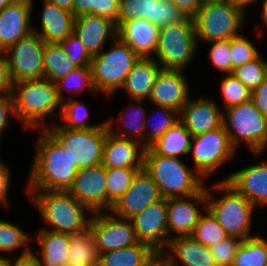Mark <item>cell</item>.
<instances>
[{
    "label": "cell",
    "instance_id": "6da1fadb",
    "mask_svg": "<svg viewBox=\"0 0 267 266\" xmlns=\"http://www.w3.org/2000/svg\"><path fill=\"white\" fill-rule=\"evenodd\" d=\"M40 132L27 190L68 191L79 169L69 152L46 129Z\"/></svg>",
    "mask_w": 267,
    "mask_h": 266
},
{
    "label": "cell",
    "instance_id": "7a4b0ae2",
    "mask_svg": "<svg viewBox=\"0 0 267 266\" xmlns=\"http://www.w3.org/2000/svg\"><path fill=\"white\" fill-rule=\"evenodd\" d=\"M13 98L15 105V114L24 128L45 129L48 124L45 119L56 109L60 112L55 113L59 117L62 109L55 82L49 79L23 80L14 83ZM59 107V108H58ZM44 122V123H43Z\"/></svg>",
    "mask_w": 267,
    "mask_h": 266
},
{
    "label": "cell",
    "instance_id": "3957f363",
    "mask_svg": "<svg viewBox=\"0 0 267 266\" xmlns=\"http://www.w3.org/2000/svg\"><path fill=\"white\" fill-rule=\"evenodd\" d=\"M30 201L37 207L44 223L55 233L77 234L88 229L87 211L69 191L27 190ZM86 209V210H85ZM88 217V218H87Z\"/></svg>",
    "mask_w": 267,
    "mask_h": 266
},
{
    "label": "cell",
    "instance_id": "277c9868",
    "mask_svg": "<svg viewBox=\"0 0 267 266\" xmlns=\"http://www.w3.org/2000/svg\"><path fill=\"white\" fill-rule=\"evenodd\" d=\"M189 168L180 158L158 155L150 147L145 150L144 170L165 199L189 197L206 186L205 179L196 170Z\"/></svg>",
    "mask_w": 267,
    "mask_h": 266
},
{
    "label": "cell",
    "instance_id": "5b68a950",
    "mask_svg": "<svg viewBox=\"0 0 267 266\" xmlns=\"http://www.w3.org/2000/svg\"><path fill=\"white\" fill-rule=\"evenodd\" d=\"M212 189L206 187L207 209L214 215L228 236L245 240L252 236V212L256 208L248 199L237 192L225 180L213 184ZM224 194L219 198L213 191Z\"/></svg>",
    "mask_w": 267,
    "mask_h": 266
},
{
    "label": "cell",
    "instance_id": "8992f818",
    "mask_svg": "<svg viewBox=\"0 0 267 266\" xmlns=\"http://www.w3.org/2000/svg\"><path fill=\"white\" fill-rule=\"evenodd\" d=\"M112 42L109 51H101L92 56L91 72L93 85L97 92L112 97L123 86L127 75L140 57L118 37ZM107 95V96H106Z\"/></svg>",
    "mask_w": 267,
    "mask_h": 266
},
{
    "label": "cell",
    "instance_id": "52a82bcc",
    "mask_svg": "<svg viewBox=\"0 0 267 266\" xmlns=\"http://www.w3.org/2000/svg\"><path fill=\"white\" fill-rule=\"evenodd\" d=\"M225 112V113H224ZM223 112L222 125L231 145L237 150L242 141L250 151L260 155L267 149V118L251 100L229 107Z\"/></svg>",
    "mask_w": 267,
    "mask_h": 266
},
{
    "label": "cell",
    "instance_id": "ba28073f",
    "mask_svg": "<svg viewBox=\"0 0 267 266\" xmlns=\"http://www.w3.org/2000/svg\"><path fill=\"white\" fill-rule=\"evenodd\" d=\"M193 17L161 27L154 59L162 69L185 70L197 50Z\"/></svg>",
    "mask_w": 267,
    "mask_h": 266
},
{
    "label": "cell",
    "instance_id": "9c48e42d",
    "mask_svg": "<svg viewBox=\"0 0 267 266\" xmlns=\"http://www.w3.org/2000/svg\"><path fill=\"white\" fill-rule=\"evenodd\" d=\"M245 15L226 1L203 2L193 16L197 41L207 43L239 36L247 18Z\"/></svg>",
    "mask_w": 267,
    "mask_h": 266
},
{
    "label": "cell",
    "instance_id": "30bf717a",
    "mask_svg": "<svg viewBox=\"0 0 267 266\" xmlns=\"http://www.w3.org/2000/svg\"><path fill=\"white\" fill-rule=\"evenodd\" d=\"M70 154L78 169L102 163L106 135V122L92 129H67L61 124H49L45 128Z\"/></svg>",
    "mask_w": 267,
    "mask_h": 266
},
{
    "label": "cell",
    "instance_id": "8fae6325",
    "mask_svg": "<svg viewBox=\"0 0 267 266\" xmlns=\"http://www.w3.org/2000/svg\"><path fill=\"white\" fill-rule=\"evenodd\" d=\"M235 152L236 149L231 145L223 125L215 130L194 135L189 149V154L192 153L193 169L204 179L230 161Z\"/></svg>",
    "mask_w": 267,
    "mask_h": 266
},
{
    "label": "cell",
    "instance_id": "7c38bea8",
    "mask_svg": "<svg viewBox=\"0 0 267 266\" xmlns=\"http://www.w3.org/2000/svg\"><path fill=\"white\" fill-rule=\"evenodd\" d=\"M44 45L40 36L32 31L5 51L14 83L44 78Z\"/></svg>",
    "mask_w": 267,
    "mask_h": 266
},
{
    "label": "cell",
    "instance_id": "4fadbf2b",
    "mask_svg": "<svg viewBox=\"0 0 267 266\" xmlns=\"http://www.w3.org/2000/svg\"><path fill=\"white\" fill-rule=\"evenodd\" d=\"M109 213L98 212L89 216L88 228L94 236L99 255L139 242L130 219H122Z\"/></svg>",
    "mask_w": 267,
    "mask_h": 266
},
{
    "label": "cell",
    "instance_id": "5bb4252c",
    "mask_svg": "<svg viewBox=\"0 0 267 266\" xmlns=\"http://www.w3.org/2000/svg\"><path fill=\"white\" fill-rule=\"evenodd\" d=\"M161 199L163 197L159 187L143 168L137 171L128 190L112 205L109 212L122 219H131Z\"/></svg>",
    "mask_w": 267,
    "mask_h": 266
},
{
    "label": "cell",
    "instance_id": "9a60e30c",
    "mask_svg": "<svg viewBox=\"0 0 267 266\" xmlns=\"http://www.w3.org/2000/svg\"><path fill=\"white\" fill-rule=\"evenodd\" d=\"M167 231L168 242L173 237L191 236L195 226L197 225L202 210L207 209L206 186L195 195L189 197L167 198ZM200 205L202 210L198 208Z\"/></svg>",
    "mask_w": 267,
    "mask_h": 266
},
{
    "label": "cell",
    "instance_id": "2e32d148",
    "mask_svg": "<svg viewBox=\"0 0 267 266\" xmlns=\"http://www.w3.org/2000/svg\"><path fill=\"white\" fill-rule=\"evenodd\" d=\"M106 167L79 169L69 192L92 213L106 211Z\"/></svg>",
    "mask_w": 267,
    "mask_h": 266
},
{
    "label": "cell",
    "instance_id": "e0dca14e",
    "mask_svg": "<svg viewBox=\"0 0 267 266\" xmlns=\"http://www.w3.org/2000/svg\"><path fill=\"white\" fill-rule=\"evenodd\" d=\"M166 199L148 205L130 220L139 242L150 245L154 250H164L168 244Z\"/></svg>",
    "mask_w": 267,
    "mask_h": 266
},
{
    "label": "cell",
    "instance_id": "ac0fdd59",
    "mask_svg": "<svg viewBox=\"0 0 267 266\" xmlns=\"http://www.w3.org/2000/svg\"><path fill=\"white\" fill-rule=\"evenodd\" d=\"M183 70L161 69L152 88L149 101L180 113L190 98V86Z\"/></svg>",
    "mask_w": 267,
    "mask_h": 266
},
{
    "label": "cell",
    "instance_id": "d6986e66",
    "mask_svg": "<svg viewBox=\"0 0 267 266\" xmlns=\"http://www.w3.org/2000/svg\"><path fill=\"white\" fill-rule=\"evenodd\" d=\"M33 0H16L0 11V50L10 46L33 31L31 12Z\"/></svg>",
    "mask_w": 267,
    "mask_h": 266
},
{
    "label": "cell",
    "instance_id": "ffe728a7",
    "mask_svg": "<svg viewBox=\"0 0 267 266\" xmlns=\"http://www.w3.org/2000/svg\"><path fill=\"white\" fill-rule=\"evenodd\" d=\"M179 120L194 136L215 130L222 126L223 110L213 98H189L179 113Z\"/></svg>",
    "mask_w": 267,
    "mask_h": 266
},
{
    "label": "cell",
    "instance_id": "44dd1931",
    "mask_svg": "<svg viewBox=\"0 0 267 266\" xmlns=\"http://www.w3.org/2000/svg\"><path fill=\"white\" fill-rule=\"evenodd\" d=\"M73 33L80 39L91 56L105 50L106 40L117 37L116 23L105 17L85 14L74 19Z\"/></svg>",
    "mask_w": 267,
    "mask_h": 266
},
{
    "label": "cell",
    "instance_id": "7402d4cb",
    "mask_svg": "<svg viewBox=\"0 0 267 266\" xmlns=\"http://www.w3.org/2000/svg\"><path fill=\"white\" fill-rule=\"evenodd\" d=\"M255 207L267 206V162L253 164L223 178Z\"/></svg>",
    "mask_w": 267,
    "mask_h": 266
},
{
    "label": "cell",
    "instance_id": "603a6c76",
    "mask_svg": "<svg viewBox=\"0 0 267 266\" xmlns=\"http://www.w3.org/2000/svg\"><path fill=\"white\" fill-rule=\"evenodd\" d=\"M159 31L160 28L157 25L147 19L136 17L117 28V37L140 58H154Z\"/></svg>",
    "mask_w": 267,
    "mask_h": 266
},
{
    "label": "cell",
    "instance_id": "cb8c5ba5",
    "mask_svg": "<svg viewBox=\"0 0 267 266\" xmlns=\"http://www.w3.org/2000/svg\"><path fill=\"white\" fill-rule=\"evenodd\" d=\"M146 147L135 140L119 138L107 133L102 165L106 168H144Z\"/></svg>",
    "mask_w": 267,
    "mask_h": 266
},
{
    "label": "cell",
    "instance_id": "d4e9b609",
    "mask_svg": "<svg viewBox=\"0 0 267 266\" xmlns=\"http://www.w3.org/2000/svg\"><path fill=\"white\" fill-rule=\"evenodd\" d=\"M164 251L170 266H178V258L182 266H216L210 248L191 236L172 237Z\"/></svg>",
    "mask_w": 267,
    "mask_h": 266
},
{
    "label": "cell",
    "instance_id": "484cf974",
    "mask_svg": "<svg viewBox=\"0 0 267 266\" xmlns=\"http://www.w3.org/2000/svg\"><path fill=\"white\" fill-rule=\"evenodd\" d=\"M40 26L41 31L34 29L40 38L47 43H59L68 38L74 30V15L56 4L43 1Z\"/></svg>",
    "mask_w": 267,
    "mask_h": 266
},
{
    "label": "cell",
    "instance_id": "4316f807",
    "mask_svg": "<svg viewBox=\"0 0 267 266\" xmlns=\"http://www.w3.org/2000/svg\"><path fill=\"white\" fill-rule=\"evenodd\" d=\"M161 66L154 58H140L133 66L121 87L129 100L149 99Z\"/></svg>",
    "mask_w": 267,
    "mask_h": 266
},
{
    "label": "cell",
    "instance_id": "83f0119b",
    "mask_svg": "<svg viewBox=\"0 0 267 266\" xmlns=\"http://www.w3.org/2000/svg\"><path fill=\"white\" fill-rule=\"evenodd\" d=\"M40 250L36 252L40 266H60L69 262V234L40 229L37 236Z\"/></svg>",
    "mask_w": 267,
    "mask_h": 266
},
{
    "label": "cell",
    "instance_id": "f1b7e54d",
    "mask_svg": "<svg viewBox=\"0 0 267 266\" xmlns=\"http://www.w3.org/2000/svg\"><path fill=\"white\" fill-rule=\"evenodd\" d=\"M130 101L133 102L132 103L133 106L131 105V103H129V107L131 106L130 107L131 109L136 108L137 110L136 109L130 110L131 112L128 110L129 112H127V113H124L121 110L120 117H118V119H115V121L117 120V123H118L117 126L118 127L120 126L123 128H119V130L116 132L112 128V125L114 123H116L115 121L113 122L112 119H109V120H105V122L107 124L109 133H111L113 136H116L119 138L135 140V141H138L144 145V130H145L144 128H145V123H146V119H147V112L143 108L142 102L145 100L133 99ZM128 113L129 114L132 113V114L129 116V115H127ZM122 129H124V130H122Z\"/></svg>",
    "mask_w": 267,
    "mask_h": 266
},
{
    "label": "cell",
    "instance_id": "f546056e",
    "mask_svg": "<svg viewBox=\"0 0 267 266\" xmlns=\"http://www.w3.org/2000/svg\"><path fill=\"white\" fill-rule=\"evenodd\" d=\"M192 137L193 135L179 120L152 144L150 148L158 155L180 158V155L189 154Z\"/></svg>",
    "mask_w": 267,
    "mask_h": 266
},
{
    "label": "cell",
    "instance_id": "4dcf8cb0",
    "mask_svg": "<svg viewBox=\"0 0 267 266\" xmlns=\"http://www.w3.org/2000/svg\"><path fill=\"white\" fill-rule=\"evenodd\" d=\"M69 241V262L75 266H99L100 255L89 228L81 233L69 234Z\"/></svg>",
    "mask_w": 267,
    "mask_h": 266
},
{
    "label": "cell",
    "instance_id": "1f68e13d",
    "mask_svg": "<svg viewBox=\"0 0 267 266\" xmlns=\"http://www.w3.org/2000/svg\"><path fill=\"white\" fill-rule=\"evenodd\" d=\"M154 251L150 245L138 242L100 254L99 266H139Z\"/></svg>",
    "mask_w": 267,
    "mask_h": 266
},
{
    "label": "cell",
    "instance_id": "d6a6232c",
    "mask_svg": "<svg viewBox=\"0 0 267 266\" xmlns=\"http://www.w3.org/2000/svg\"><path fill=\"white\" fill-rule=\"evenodd\" d=\"M43 56L44 78L52 82L67 76L78 67L68 58L59 43L45 42Z\"/></svg>",
    "mask_w": 267,
    "mask_h": 266
},
{
    "label": "cell",
    "instance_id": "836d02e7",
    "mask_svg": "<svg viewBox=\"0 0 267 266\" xmlns=\"http://www.w3.org/2000/svg\"><path fill=\"white\" fill-rule=\"evenodd\" d=\"M232 266H267V240L256 235L242 240Z\"/></svg>",
    "mask_w": 267,
    "mask_h": 266
},
{
    "label": "cell",
    "instance_id": "e575fe53",
    "mask_svg": "<svg viewBox=\"0 0 267 266\" xmlns=\"http://www.w3.org/2000/svg\"><path fill=\"white\" fill-rule=\"evenodd\" d=\"M143 168H106V211L128 190L137 171Z\"/></svg>",
    "mask_w": 267,
    "mask_h": 266
},
{
    "label": "cell",
    "instance_id": "d590c367",
    "mask_svg": "<svg viewBox=\"0 0 267 266\" xmlns=\"http://www.w3.org/2000/svg\"><path fill=\"white\" fill-rule=\"evenodd\" d=\"M55 84L58 96L62 102L69 98L68 96H65L64 90L68 91L69 93L71 92L73 96L75 94L79 95V93H81L86 87L89 91L91 90L92 92H97L93 85L90 66L77 67L67 76L55 81Z\"/></svg>",
    "mask_w": 267,
    "mask_h": 266
},
{
    "label": "cell",
    "instance_id": "8d00e7d4",
    "mask_svg": "<svg viewBox=\"0 0 267 266\" xmlns=\"http://www.w3.org/2000/svg\"><path fill=\"white\" fill-rule=\"evenodd\" d=\"M89 108L85 106L83 101L74 100L70 97L62 103V109L59 119L63 121L61 125L67 129H92L102 126L105 122L99 124H89Z\"/></svg>",
    "mask_w": 267,
    "mask_h": 266
},
{
    "label": "cell",
    "instance_id": "74e56055",
    "mask_svg": "<svg viewBox=\"0 0 267 266\" xmlns=\"http://www.w3.org/2000/svg\"><path fill=\"white\" fill-rule=\"evenodd\" d=\"M205 212V213H204ZM191 237L208 247L228 237L224 228L218 223L214 215L206 209L200 216Z\"/></svg>",
    "mask_w": 267,
    "mask_h": 266
},
{
    "label": "cell",
    "instance_id": "f35d334b",
    "mask_svg": "<svg viewBox=\"0 0 267 266\" xmlns=\"http://www.w3.org/2000/svg\"><path fill=\"white\" fill-rule=\"evenodd\" d=\"M120 11V0H73V15H98L111 21H117Z\"/></svg>",
    "mask_w": 267,
    "mask_h": 266
},
{
    "label": "cell",
    "instance_id": "ab89813d",
    "mask_svg": "<svg viewBox=\"0 0 267 266\" xmlns=\"http://www.w3.org/2000/svg\"><path fill=\"white\" fill-rule=\"evenodd\" d=\"M30 238L25 234V232L16 226L15 223L9 221L0 220V251L1 252H11L13 249L22 248V253L20 255H25L31 252L30 248Z\"/></svg>",
    "mask_w": 267,
    "mask_h": 266
},
{
    "label": "cell",
    "instance_id": "60d3db41",
    "mask_svg": "<svg viewBox=\"0 0 267 266\" xmlns=\"http://www.w3.org/2000/svg\"><path fill=\"white\" fill-rule=\"evenodd\" d=\"M259 55L254 60L236 67L232 75L235 76L250 91L257 88L267 78V61Z\"/></svg>",
    "mask_w": 267,
    "mask_h": 266
},
{
    "label": "cell",
    "instance_id": "b9f144b4",
    "mask_svg": "<svg viewBox=\"0 0 267 266\" xmlns=\"http://www.w3.org/2000/svg\"><path fill=\"white\" fill-rule=\"evenodd\" d=\"M155 3L156 0H120L116 27L136 17L147 19L154 24Z\"/></svg>",
    "mask_w": 267,
    "mask_h": 266
},
{
    "label": "cell",
    "instance_id": "7bdbcfd3",
    "mask_svg": "<svg viewBox=\"0 0 267 266\" xmlns=\"http://www.w3.org/2000/svg\"><path fill=\"white\" fill-rule=\"evenodd\" d=\"M159 111V119L156 122L148 123V118L146 119L145 128L149 129L147 126L149 125L151 128L149 131L144 130V146L149 148L152 144H154L164 133L171 128L177 121H179V112L173 110L168 107L156 106ZM158 116V115H157ZM156 117V116H155Z\"/></svg>",
    "mask_w": 267,
    "mask_h": 266
},
{
    "label": "cell",
    "instance_id": "ee69618b",
    "mask_svg": "<svg viewBox=\"0 0 267 266\" xmlns=\"http://www.w3.org/2000/svg\"><path fill=\"white\" fill-rule=\"evenodd\" d=\"M221 95L223 111L250 100L251 91L232 74H226L221 79Z\"/></svg>",
    "mask_w": 267,
    "mask_h": 266
},
{
    "label": "cell",
    "instance_id": "f6af8a7d",
    "mask_svg": "<svg viewBox=\"0 0 267 266\" xmlns=\"http://www.w3.org/2000/svg\"><path fill=\"white\" fill-rule=\"evenodd\" d=\"M230 51L233 69L254 60L261 53V51L259 52L257 47L243 35L230 39Z\"/></svg>",
    "mask_w": 267,
    "mask_h": 266
},
{
    "label": "cell",
    "instance_id": "bcb514c9",
    "mask_svg": "<svg viewBox=\"0 0 267 266\" xmlns=\"http://www.w3.org/2000/svg\"><path fill=\"white\" fill-rule=\"evenodd\" d=\"M241 242L242 240L237 237L228 236L210 246L209 248L216 266H232L235 254Z\"/></svg>",
    "mask_w": 267,
    "mask_h": 266
},
{
    "label": "cell",
    "instance_id": "7dc6e473",
    "mask_svg": "<svg viewBox=\"0 0 267 266\" xmlns=\"http://www.w3.org/2000/svg\"><path fill=\"white\" fill-rule=\"evenodd\" d=\"M186 14L182 12L171 0H156L154 10V25L159 28L183 21Z\"/></svg>",
    "mask_w": 267,
    "mask_h": 266
},
{
    "label": "cell",
    "instance_id": "c3c4849f",
    "mask_svg": "<svg viewBox=\"0 0 267 266\" xmlns=\"http://www.w3.org/2000/svg\"><path fill=\"white\" fill-rule=\"evenodd\" d=\"M211 43L209 52L210 61L218 70L225 72V74H232L233 68L230 59V39L214 40L207 42Z\"/></svg>",
    "mask_w": 267,
    "mask_h": 266
},
{
    "label": "cell",
    "instance_id": "681fc988",
    "mask_svg": "<svg viewBox=\"0 0 267 266\" xmlns=\"http://www.w3.org/2000/svg\"><path fill=\"white\" fill-rule=\"evenodd\" d=\"M68 58L78 67L90 66L92 56L88 53L80 39L74 34L59 42Z\"/></svg>",
    "mask_w": 267,
    "mask_h": 266
},
{
    "label": "cell",
    "instance_id": "f907efd6",
    "mask_svg": "<svg viewBox=\"0 0 267 266\" xmlns=\"http://www.w3.org/2000/svg\"><path fill=\"white\" fill-rule=\"evenodd\" d=\"M9 116L16 118L13 94L12 92H0V138L4 129L10 125Z\"/></svg>",
    "mask_w": 267,
    "mask_h": 266
},
{
    "label": "cell",
    "instance_id": "816d5d0a",
    "mask_svg": "<svg viewBox=\"0 0 267 266\" xmlns=\"http://www.w3.org/2000/svg\"><path fill=\"white\" fill-rule=\"evenodd\" d=\"M13 86L6 52L0 50V92H12Z\"/></svg>",
    "mask_w": 267,
    "mask_h": 266
},
{
    "label": "cell",
    "instance_id": "f5cc1de1",
    "mask_svg": "<svg viewBox=\"0 0 267 266\" xmlns=\"http://www.w3.org/2000/svg\"><path fill=\"white\" fill-rule=\"evenodd\" d=\"M250 100L267 118V78L257 88L251 91Z\"/></svg>",
    "mask_w": 267,
    "mask_h": 266
},
{
    "label": "cell",
    "instance_id": "db71d44e",
    "mask_svg": "<svg viewBox=\"0 0 267 266\" xmlns=\"http://www.w3.org/2000/svg\"><path fill=\"white\" fill-rule=\"evenodd\" d=\"M11 172L7 164L0 158V203L8 206V192L10 187Z\"/></svg>",
    "mask_w": 267,
    "mask_h": 266
},
{
    "label": "cell",
    "instance_id": "11a10c76",
    "mask_svg": "<svg viewBox=\"0 0 267 266\" xmlns=\"http://www.w3.org/2000/svg\"><path fill=\"white\" fill-rule=\"evenodd\" d=\"M182 12L188 17H193L199 7L204 2L203 0H171Z\"/></svg>",
    "mask_w": 267,
    "mask_h": 266
},
{
    "label": "cell",
    "instance_id": "9f6ffc18",
    "mask_svg": "<svg viewBox=\"0 0 267 266\" xmlns=\"http://www.w3.org/2000/svg\"><path fill=\"white\" fill-rule=\"evenodd\" d=\"M167 257L164 250H155L139 266H165Z\"/></svg>",
    "mask_w": 267,
    "mask_h": 266
},
{
    "label": "cell",
    "instance_id": "6f0895ef",
    "mask_svg": "<svg viewBox=\"0 0 267 266\" xmlns=\"http://www.w3.org/2000/svg\"><path fill=\"white\" fill-rule=\"evenodd\" d=\"M14 260V261H13ZM11 266H40L38 259L32 251L25 254L19 255L17 258H11Z\"/></svg>",
    "mask_w": 267,
    "mask_h": 266
},
{
    "label": "cell",
    "instance_id": "680465c9",
    "mask_svg": "<svg viewBox=\"0 0 267 266\" xmlns=\"http://www.w3.org/2000/svg\"><path fill=\"white\" fill-rule=\"evenodd\" d=\"M224 1H226L232 6L241 9L245 13L246 9H248L247 7H249V4H254L257 2L256 0H224Z\"/></svg>",
    "mask_w": 267,
    "mask_h": 266
},
{
    "label": "cell",
    "instance_id": "91938a15",
    "mask_svg": "<svg viewBox=\"0 0 267 266\" xmlns=\"http://www.w3.org/2000/svg\"><path fill=\"white\" fill-rule=\"evenodd\" d=\"M56 4L58 7L73 13V0H42Z\"/></svg>",
    "mask_w": 267,
    "mask_h": 266
},
{
    "label": "cell",
    "instance_id": "94428289",
    "mask_svg": "<svg viewBox=\"0 0 267 266\" xmlns=\"http://www.w3.org/2000/svg\"><path fill=\"white\" fill-rule=\"evenodd\" d=\"M260 1V0H258ZM262 23L267 27V0H262Z\"/></svg>",
    "mask_w": 267,
    "mask_h": 266
},
{
    "label": "cell",
    "instance_id": "6125c7cd",
    "mask_svg": "<svg viewBox=\"0 0 267 266\" xmlns=\"http://www.w3.org/2000/svg\"><path fill=\"white\" fill-rule=\"evenodd\" d=\"M0 266H11V258L0 256Z\"/></svg>",
    "mask_w": 267,
    "mask_h": 266
},
{
    "label": "cell",
    "instance_id": "be15d7a7",
    "mask_svg": "<svg viewBox=\"0 0 267 266\" xmlns=\"http://www.w3.org/2000/svg\"><path fill=\"white\" fill-rule=\"evenodd\" d=\"M16 0H0V11L7 6L8 4L14 2Z\"/></svg>",
    "mask_w": 267,
    "mask_h": 266
},
{
    "label": "cell",
    "instance_id": "e7e4bbea",
    "mask_svg": "<svg viewBox=\"0 0 267 266\" xmlns=\"http://www.w3.org/2000/svg\"><path fill=\"white\" fill-rule=\"evenodd\" d=\"M60 266H75V265H74V263H72V262H65V263H63V264L60 265Z\"/></svg>",
    "mask_w": 267,
    "mask_h": 266
},
{
    "label": "cell",
    "instance_id": "03108f58",
    "mask_svg": "<svg viewBox=\"0 0 267 266\" xmlns=\"http://www.w3.org/2000/svg\"><path fill=\"white\" fill-rule=\"evenodd\" d=\"M204 2H210V1H224V0H203Z\"/></svg>",
    "mask_w": 267,
    "mask_h": 266
}]
</instances>
